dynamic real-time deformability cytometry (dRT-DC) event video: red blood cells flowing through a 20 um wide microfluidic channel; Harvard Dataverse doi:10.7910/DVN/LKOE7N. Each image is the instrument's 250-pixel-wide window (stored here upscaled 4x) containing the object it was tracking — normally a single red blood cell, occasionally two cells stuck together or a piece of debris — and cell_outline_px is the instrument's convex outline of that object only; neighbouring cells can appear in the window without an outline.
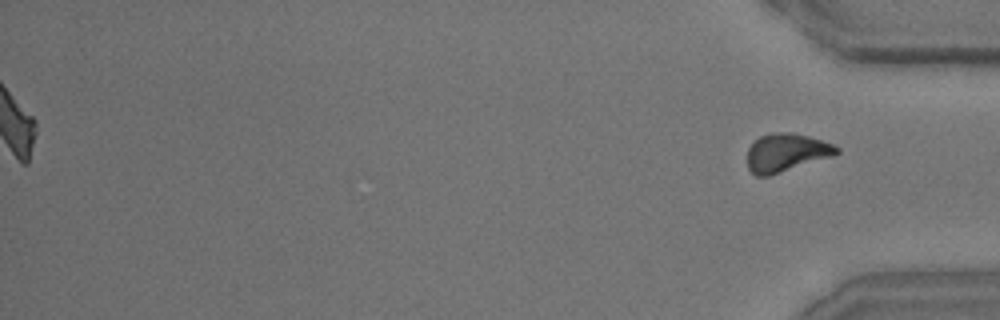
{"species": "common noctule bat (a hibernating species)", "species_latin": "Nyctalus noctula", "temperature_condition": "room temperature", "stored_images_in_passage": 50, "segment_of_instrument_passage": [2, 2], "camera_frame_rate_fps": 3000, "um_per_image_px": 0.085, "animal": {"sex": "male", "body_mass_g": 15.6}, "frame": {"image": 1, "passage_image": 50, "time_ms": 16.333, "image_size_px": [1000, 320], "cell_outline_px": [[840, 152], [832, 156], [768, 176], [756, 176], [748, 168], [748, 148], [760, 136], [772, 132], [792, 132], [808, 136], [832, 144], [840, 148]], "centroid_in_image_um": [66.82, 12.96], "position_along_channel_um": 368.4, "area_um2": 19.65}}